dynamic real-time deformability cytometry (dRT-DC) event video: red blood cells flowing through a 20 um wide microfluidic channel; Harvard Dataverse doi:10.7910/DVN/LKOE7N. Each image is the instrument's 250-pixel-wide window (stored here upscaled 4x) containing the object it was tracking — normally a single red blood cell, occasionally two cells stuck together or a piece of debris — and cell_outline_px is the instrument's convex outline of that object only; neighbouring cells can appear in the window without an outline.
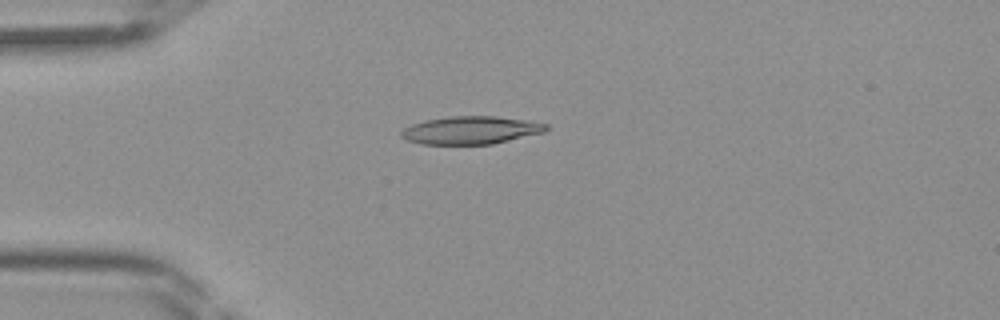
{"species": "Egyptian fruit bat (a non-hibernating species)", "species_latin": "Rousettus aegyptiacus", "temperature_condition": "room temperature", "stored_images_in_passage": 43, "camera_frame_rate_fps": 3000, "um_per_image_px": 0.085, "frame": {"image": 1, "passage_image": 11, "time_ms": 3.333, "image_size_px": [1000, 320], "cell_outline_px": [[548, 128], [544, 132], [492, 144], [424, 144], [408, 140], [400, 136], [400, 132], [404, 128], [412, 124], [424, 120], [448, 116], [496, 116], [524, 120], [548, 124]], "centroid_in_image_um": [40.0, 11.06], "position_along_channel_um": 45.0, "area_um2": 23.41}}
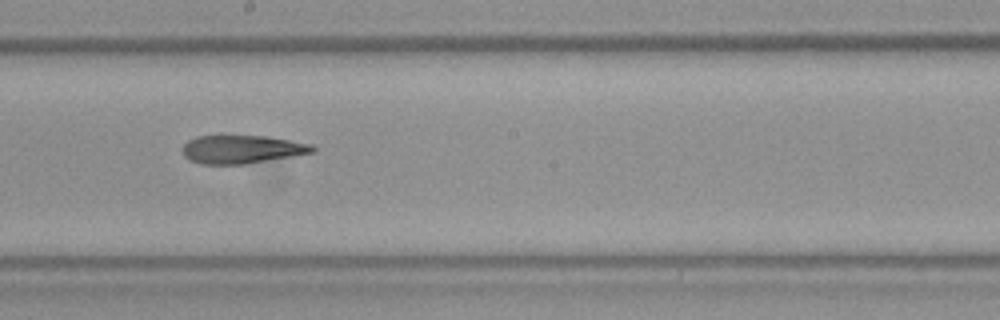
{"frame": {"image": 2, "passage_image": 24, "time_ms": 7.667, "image_size_px": [1000, 320], "cell_outline_px": [[316, 148], [312, 152], [292, 156], [244, 164], [200, 164], [188, 160], [184, 156], [180, 148], [188, 140], [196, 136], [220, 132], [264, 136], [312, 144]], "centroid_in_image_um": [20.43, 12.64], "position_along_channel_um": 227.8, "area_um2": 22.31}}
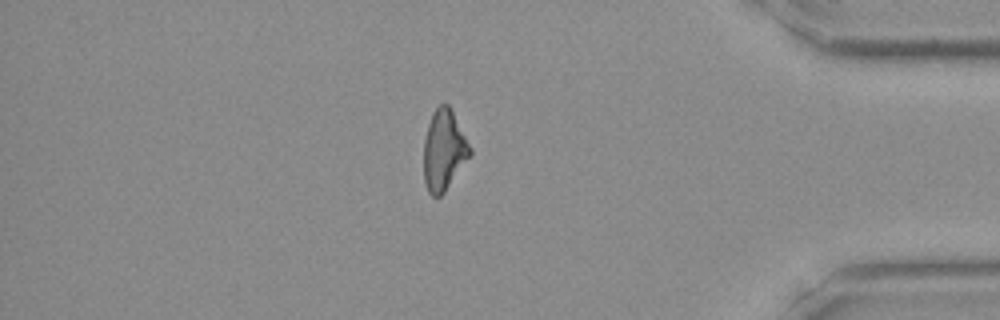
{"frame": {"image": 3, "passage_image": 37, "time_ms": 12.0, "image_size_px": [1000, 320], "cell_outline_px": [[472, 152], [444, 192], [440, 196], [432, 196], [428, 192], [424, 184], [424, 140], [428, 124], [432, 112], [440, 104], [448, 104], [472, 148]], "centroid_in_image_um": [37.71, 12.77], "position_along_channel_um": 397.5, "area_um2": 21.44}}